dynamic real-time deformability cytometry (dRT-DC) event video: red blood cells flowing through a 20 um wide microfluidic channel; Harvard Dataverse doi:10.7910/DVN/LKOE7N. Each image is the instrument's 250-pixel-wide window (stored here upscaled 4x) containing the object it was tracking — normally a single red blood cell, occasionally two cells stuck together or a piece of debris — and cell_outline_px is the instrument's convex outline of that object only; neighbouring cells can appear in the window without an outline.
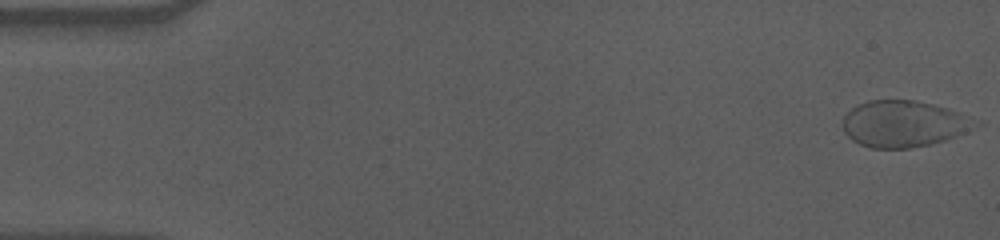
{"species": "human", "species_latin": "Homo sapiens", "temperature_condition": "cold", "stored_images_in_passage": 11, "camera_frame_rate_fps": 3000, "um_per_image_px": 0.085, "donor": {"sex": "male"}, "frame": {"image": 1, "passage_image": 1, "time_ms": 0.0, "image_size_px": [1000, 240], "cell_outline_px": [[984, 124], [956, 136], [932, 144], [908, 148], [872, 148], [860, 144], [852, 140], [844, 132], [840, 124], [844, 116], [852, 108], [868, 100], [912, 100], [932, 104], [948, 108], [980, 120]], "centroid_in_image_um": [76.84, 10.52], "position_along_channel_um": 8.2, "area_um2": 36.18}}